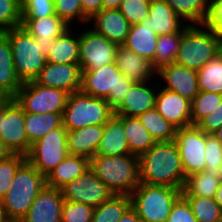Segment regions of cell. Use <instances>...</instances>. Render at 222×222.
<instances>
[{
	"mask_svg": "<svg viewBox=\"0 0 222 222\" xmlns=\"http://www.w3.org/2000/svg\"><path fill=\"white\" fill-rule=\"evenodd\" d=\"M0 222H11L6 215V212L1 204V201H0Z\"/></svg>",
	"mask_w": 222,
	"mask_h": 222,
	"instance_id": "obj_57",
	"label": "cell"
},
{
	"mask_svg": "<svg viewBox=\"0 0 222 222\" xmlns=\"http://www.w3.org/2000/svg\"><path fill=\"white\" fill-rule=\"evenodd\" d=\"M115 63L120 72L133 82H150L156 73L147 59L140 57L124 45H118Z\"/></svg>",
	"mask_w": 222,
	"mask_h": 222,
	"instance_id": "obj_21",
	"label": "cell"
},
{
	"mask_svg": "<svg viewBox=\"0 0 222 222\" xmlns=\"http://www.w3.org/2000/svg\"><path fill=\"white\" fill-rule=\"evenodd\" d=\"M166 81L164 89L175 92L189 101L198 95L197 71L173 63L156 71Z\"/></svg>",
	"mask_w": 222,
	"mask_h": 222,
	"instance_id": "obj_18",
	"label": "cell"
},
{
	"mask_svg": "<svg viewBox=\"0 0 222 222\" xmlns=\"http://www.w3.org/2000/svg\"><path fill=\"white\" fill-rule=\"evenodd\" d=\"M176 129L191 125V101L162 87L157 92L154 107Z\"/></svg>",
	"mask_w": 222,
	"mask_h": 222,
	"instance_id": "obj_17",
	"label": "cell"
},
{
	"mask_svg": "<svg viewBox=\"0 0 222 222\" xmlns=\"http://www.w3.org/2000/svg\"><path fill=\"white\" fill-rule=\"evenodd\" d=\"M214 200L222 209V180L220 181L219 187L215 193Z\"/></svg>",
	"mask_w": 222,
	"mask_h": 222,
	"instance_id": "obj_55",
	"label": "cell"
},
{
	"mask_svg": "<svg viewBox=\"0 0 222 222\" xmlns=\"http://www.w3.org/2000/svg\"><path fill=\"white\" fill-rule=\"evenodd\" d=\"M172 10L183 20L192 24H205L210 8V0H165Z\"/></svg>",
	"mask_w": 222,
	"mask_h": 222,
	"instance_id": "obj_32",
	"label": "cell"
},
{
	"mask_svg": "<svg viewBox=\"0 0 222 222\" xmlns=\"http://www.w3.org/2000/svg\"><path fill=\"white\" fill-rule=\"evenodd\" d=\"M222 102V94L199 91L191 102V125H197L202 119L210 115Z\"/></svg>",
	"mask_w": 222,
	"mask_h": 222,
	"instance_id": "obj_39",
	"label": "cell"
},
{
	"mask_svg": "<svg viewBox=\"0 0 222 222\" xmlns=\"http://www.w3.org/2000/svg\"><path fill=\"white\" fill-rule=\"evenodd\" d=\"M131 154L122 121L114 114L104 125L103 136L96 155L118 156Z\"/></svg>",
	"mask_w": 222,
	"mask_h": 222,
	"instance_id": "obj_27",
	"label": "cell"
},
{
	"mask_svg": "<svg viewBox=\"0 0 222 222\" xmlns=\"http://www.w3.org/2000/svg\"><path fill=\"white\" fill-rule=\"evenodd\" d=\"M138 119L156 142L174 140L176 128L165 120L155 108L139 115Z\"/></svg>",
	"mask_w": 222,
	"mask_h": 222,
	"instance_id": "obj_35",
	"label": "cell"
},
{
	"mask_svg": "<svg viewBox=\"0 0 222 222\" xmlns=\"http://www.w3.org/2000/svg\"><path fill=\"white\" fill-rule=\"evenodd\" d=\"M199 91L222 94V56L218 54L197 70Z\"/></svg>",
	"mask_w": 222,
	"mask_h": 222,
	"instance_id": "obj_37",
	"label": "cell"
},
{
	"mask_svg": "<svg viewBox=\"0 0 222 222\" xmlns=\"http://www.w3.org/2000/svg\"><path fill=\"white\" fill-rule=\"evenodd\" d=\"M219 37L220 40V55L222 56V34H216Z\"/></svg>",
	"mask_w": 222,
	"mask_h": 222,
	"instance_id": "obj_59",
	"label": "cell"
},
{
	"mask_svg": "<svg viewBox=\"0 0 222 222\" xmlns=\"http://www.w3.org/2000/svg\"><path fill=\"white\" fill-rule=\"evenodd\" d=\"M117 117L122 121L131 154L139 156L156 143L155 139L145 129L138 117Z\"/></svg>",
	"mask_w": 222,
	"mask_h": 222,
	"instance_id": "obj_30",
	"label": "cell"
},
{
	"mask_svg": "<svg viewBox=\"0 0 222 222\" xmlns=\"http://www.w3.org/2000/svg\"><path fill=\"white\" fill-rule=\"evenodd\" d=\"M44 87L61 89L69 94L80 91L81 69L79 65L47 62L34 79Z\"/></svg>",
	"mask_w": 222,
	"mask_h": 222,
	"instance_id": "obj_15",
	"label": "cell"
},
{
	"mask_svg": "<svg viewBox=\"0 0 222 222\" xmlns=\"http://www.w3.org/2000/svg\"><path fill=\"white\" fill-rule=\"evenodd\" d=\"M63 204L61 190L45 185L20 222H61Z\"/></svg>",
	"mask_w": 222,
	"mask_h": 222,
	"instance_id": "obj_16",
	"label": "cell"
},
{
	"mask_svg": "<svg viewBox=\"0 0 222 222\" xmlns=\"http://www.w3.org/2000/svg\"><path fill=\"white\" fill-rule=\"evenodd\" d=\"M55 13L69 26L73 20L86 24L89 19L83 14L81 0H54Z\"/></svg>",
	"mask_w": 222,
	"mask_h": 222,
	"instance_id": "obj_43",
	"label": "cell"
},
{
	"mask_svg": "<svg viewBox=\"0 0 222 222\" xmlns=\"http://www.w3.org/2000/svg\"><path fill=\"white\" fill-rule=\"evenodd\" d=\"M138 160L141 183L183 189L186 177L174 140L156 142Z\"/></svg>",
	"mask_w": 222,
	"mask_h": 222,
	"instance_id": "obj_1",
	"label": "cell"
},
{
	"mask_svg": "<svg viewBox=\"0 0 222 222\" xmlns=\"http://www.w3.org/2000/svg\"><path fill=\"white\" fill-rule=\"evenodd\" d=\"M103 131L104 125H90L81 129L68 131V153L83 156L90 160L96 155Z\"/></svg>",
	"mask_w": 222,
	"mask_h": 222,
	"instance_id": "obj_22",
	"label": "cell"
},
{
	"mask_svg": "<svg viewBox=\"0 0 222 222\" xmlns=\"http://www.w3.org/2000/svg\"><path fill=\"white\" fill-rule=\"evenodd\" d=\"M196 126L206 134H214L222 126V102L214 112L202 119Z\"/></svg>",
	"mask_w": 222,
	"mask_h": 222,
	"instance_id": "obj_49",
	"label": "cell"
},
{
	"mask_svg": "<svg viewBox=\"0 0 222 222\" xmlns=\"http://www.w3.org/2000/svg\"><path fill=\"white\" fill-rule=\"evenodd\" d=\"M158 35L182 33L183 21L165 0H151L149 15L143 20ZM182 27V28H181Z\"/></svg>",
	"mask_w": 222,
	"mask_h": 222,
	"instance_id": "obj_23",
	"label": "cell"
},
{
	"mask_svg": "<svg viewBox=\"0 0 222 222\" xmlns=\"http://www.w3.org/2000/svg\"><path fill=\"white\" fill-rule=\"evenodd\" d=\"M220 181L211 171L194 173L186 177L182 195L214 198Z\"/></svg>",
	"mask_w": 222,
	"mask_h": 222,
	"instance_id": "obj_33",
	"label": "cell"
},
{
	"mask_svg": "<svg viewBox=\"0 0 222 222\" xmlns=\"http://www.w3.org/2000/svg\"><path fill=\"white\" fill-rule=\"evenodd\" d=\"M93 211L91 205L64 200L61 222H91Z\"/></svg>",
	"mask_w": 222,
	"mask_h": 222,
	"instance_id": "obj_45",
	"label": "cell"
},
{
	"mask_svg": "<svg viewBox=\"0 0 222 222\" xmlns=\"http://www.w3.org/2000/svg\"><path fill=\"white\" fill-rule=\"evenodd\" d=\"M147 84V85H146ZM147 82H134L121 104L114 110L116 116L138 117L153 109L156 102V86ZM157 88V89H156Z\"/></svg>",
	"mask_w": 222,
	"mask_h": 222,
	"instance_id": "obj_19",
	"label": "cell"
},
{
	"mask_svg": "<svg viewBox=\"0 0 222 222\" xmlns=\"http://www.w3.org/2000/svg\"><path fill=\"white\" fill-rule=\"evenodd\" d=\"M182 189L164 185L139 183L130 194L131 207L142 222H167Z\"/></svg>",
	"mask_w": 222,
	"mask_h": 222,
	"instance_id": "obj_6",
	"label": "cell"
},
{
	"mask_svg": "<svg viewBox=\"0 0 222 222\" xmlns=\"http://www.w3.org/2000/svg\"><path fill=\"white\" fill-rule=\"evenodd\" d=\"M151 0H123L119 11L130 25L141 23L148 15Z\"/></svg>",
	"mask_w": 222,
	"mask_h": 222,
	"instance_id": "obj_44",
	"label": "cell"
},
{
	"mask_svg": "<svg viewBox=\"0 0 222 222\" xmlns=\"http://www.w3.org/2000/svg\"><path fill=\"white\" fill-rule=\"evenodd\" d=\"M8 39L18 78L22 83L34 81L47 63L40 44L21 26L8 30Z\"/></svg>",
	"mask_w": 222,
	"mask_h": 222,
	"instance_id": "obj_8",
	"label": "cell"
},
{
	"mask_svg": "<svg viewBox=\"0 0 222 222\" xmlns=\"http://www.w3.org/2000/svg\"><path fill=\"white\" fill-rule=\"evenodd\" d=\"M205 25L216 34H222V0H210L209 15Z\"/></svg>",
	"mask_w": 222,
	"mask_h": 222,
	"instance_id": "obj_48",
	"label": "cell"
},
{
	"mask_svg": "<svg viewBox=\"0 0 222 222\" xmlns=\"http://www.w3.org/2000/svg\"><path fill=\"white\" fill-rule=\"evenodd\" d=\"M113 115L114 110L104 98L77 91L69 94L62 113V125L67 131L90 125H105Z\"/></svg>",
	"mask_w": 222,
	"mask_h": 222,
	"instance_id": "obj_7",
	"label": "cell"
},
{
	"mask_svg": "<svg viewBox=\"0 0 222 222\" xmlns=\"http://www.w3.org/2000/svg\"><path fill=\"white\" fill-rule=\"evenodd\" d=\"M21 0H0V32L21 26Z\"/></svg>",
	"mask_w": 222,
	"mask_h": 222,
	"instance_id": "obj_40",
	"label": "cell"
},
{
	"mask_svg": "<svg viewBox=\"0 0 222 222\" xmlns=\"http://www.w3.org/2000/svg\"><path fill=\"white\" fill-rule=\"evenodd\" d=\"M83 14L90 20L103 9L102 0H81Z\"/></svg>",
	"mask_w": 222,
	"mask_h": 222,
	"instance_id": "obj_50",
	"label": "cell"
},
{
	"mask_svg": "<svg viewBox=\"0 0 222 222\" xmlns=\"http://www.w3.org/2000/svg\"><path fill=\"white\" fill-rule=\"evenodd\" d=\"M133 83L120 72L114 62L99 69L81 71L80 91L92 97L104 98L115 110Z\"/></svg>",
	"mask_w": 222,
	"mask_h": 222,
	"instance_id": "obj_5",
	"label": "cell"
},
{
	"mask_svg": "<svg viewBox=\"0 0 222 222\" xmlns=\"http://www.w3.org/2000/svg\"><path fill=\"white\" fill-rule=\"evenodd\" d=\"M157 41L158 35L154 32V29L149 27L147 21H142L139 24L130 26L123 45L152 64L154 62Z\"/></svg>",
	"mask_w": 222,
	"mask_h": 222,
	"instance_id": "obj_25",
	"label": "cell"
},
{
	"mask_svg": "<svg viewBox=\"0 0 222 222\" xmlns=\"http://www.w3.org/2000/svg\"><path fill=\"white\" fill-rule=\"evenodd\" d=\"M118 45L94 29L79 34V66L81 71L93 70L115 62Z\"/></svg>",
	"mask_w": 222,
	"mask_h": 222,
	"instance_id": "obj_11",
	"label": "cell"
},
{
	"mask_svg": "<svg viewBox=\"0 0 222 222\" xmlns=\"http://www.w3.org/2000/svg\"><path fill=\"white\" fill-rule=\"evenodd\" d=\"M25 112L14 98H9L2 106V128L0 139L13 154L27 155L30 151L25 132Z\"/></svg>",
	"mask_w": 222,
	"mask_h": 222,
	"instance_id": "obj_13",
	"label": "cell"
},
{
	"mask_svg": "<svg viewBox=\"0 0 222 222\" xmlns=\"http://www.w3.org/2000/svg\"><path fill=\"white\" fill-rule=\"evenodd\" d=\"M88 168H90L88 158L69 154L45 177L46 185L60 189L65 184L83 175Z\"/></svg>",
	"mask_w": 222,
	"mask_h": 222,
	"instance_id": "obj_26",
	"label": "cell"
},
{
	"mask_svg": "<svg viewBox=\"0 0 222 222\" xmlns=\"http://www.w3.org/2000/svg\"><path fill=\"white\" fill-rule=\"evenodd\" d=\"M205 170L222 180V146L213 134H206Z\"/></svg>",
	"mask_w": 222,
	"mask_h": 222,
	"instance_id": "obj_41",
	"label": "cell"
},
{
	"mask_svg": "<svg viewBox=\"0 0 222 222\" xmlns=\"http://www.w3.org/2000/svg\"><path fill=\"white\" fill-rule=\"evenodd\" d=\"M167 222H198L191 205L183 195L174 203Z\"/></svg>",
	"mask_w": 222,
	"mask_h": 222,
	"instance_id": "obj_47",
	"label": "cell"
},
{
	"mask_svg": "<svg viewBox=\"0 0 222 222\" xmlns=\"http://www.w3.org/2000/svg\"><path fill=\"white\" fill-rule=\"evenodd\" d=\"M21 27L35 38L48 40L57 38L72 26H69L57 14H53L40 18H22Z\"/></svg>",
	"mask_w": 222,
	"mask_h": 222,
	"instance_id": "obj_29",
	"label": "cell"
},
{
	"mask_svg": "<svg viewBox=\"0 0 222 222\" xmlns=\"http://www.w3.org/2000/svg\"><path fill=\"white\" fill-rule=\"evenodd\" d=\"M181 36L182 33L164 34L158 36L154 62L152 63V68L155 71L176 62Z\"/></svg>",
	"mask_w": 222,
	"mask_h": 222,
	"instance_id": "obj_36",
	"label": "cell"
},
{
	"mask_svg": "<svg viewBox=\"0 0 222 222\" xmlns=\"http://www.w3.org/2000/svg\"><path fill=\"white\" fill-rule=\"evenodd\" d=\"M22 18H40L56 14L54 0H21Z\"/></svg>",
	"mask_w": 222,
	"mask_h": 222,
	"instance_id": "obj_46",
	"label": "cell"
},
{
	"mask_svg": "<svg viewBox=\"0 0 222 222\" xmlns=\"http://www.w3.org/2000/svg\"><path fill=\"white\" fill-rule=\"evenodd\" d=\"M9 98L4 94L0 93V129L2 128V106Z\"/></svg>",
	"mask_w": 222,
	"mask_h": 222,
	"instance_id": "obj_56",
	"label": "cell"
},
{
	"mask_svg": "<svg viewBox=\"0 0 222 222\" xmlns=\"http://www.w3.org/2000/svg\"><path fill=\"white\" fill-rule=\"evenodd\" d=\"M213 135L222 146V126Z\"/></svg>",
	"mask_w": 222,
	"mask_h": 222,
	"instance_id": "obj_58",
	"label": "cell"
},
{
	"mask_svg": "<svg viewBox=\"0 0 222 222\" xmlns=\"http://www.w3.org/2000/svg\"><path fill=\"white\" fill-rule=\"evenodd\" d=\"M60 190L65 201L84 203L94 208L114 195L91 168L72 182L65 184Z\"/></svg>",
	"mask_w": 222,
	"mask_h": 222,
	"instance_id": "obj_14",
	"label": "cell"
},
{
	"mask_svg": "<svg viewBox=\"0 0 222 222\" xmlns=\"http://www.w3.org/2000/svg\"><path fill=\"white\" fill-rule=\"evenodd\" d=\"M198 222H222V209L214 198L184 196Z\"/></svg>",
	"mask_w": 222,
	"mask_h": 222,
	"instance_id": "obj_38",
	"label": "cell"
},
{
	"mask_svg": "<svg viewBox=\"0 0 222 222\" xmlns=\"http://www.w3.org/2000/svg\"><path fill=\"white\" fill-rule=\"evenodd\" d=\"M174 142L179 150L185 177L205 170L206 133L196 125L178 128Z\"/></svg>",
	"mask_w": 222,
	"mask_h": 222,
	"instance_id": "obj_12",
	"label": "cell"
},
{
	"mask_svg": "<svg viewBox=\"0 0 222 222\" xmlns=\"http://www.w3.org/2000/svg\"><path fill=\"white\" fill-rule=\"evenodd\" d=\"M123 0H102L103 9H119Z\"/></svg>",
	"mask_w": 222,
	"mask_h": 222,
	"instance_id": "obj_53",
	"label": "cell"
},
{
	"mask_svg": "<svg viewBox=\"0 0 222 222\" xmlns=\"http://www.w3.org/2000/svg\"><path fill=\"white\" fill-rule=\"evenodd\" d=\"M22 85L14 69L8 31L0 32V93L14 98Z\"/></svg>",
	"mask_w": 222,
	"mask_h": 222,
	"instance_id": "obj_24",
	"label": "cell"
},
{
	"mask_svg": "<svg viewBox=\"0 0 222 222\" xmlns=\"http://www.w3.org/2000/svg\"><path fill=\"white\" fill-rule=\"evenodd\" d=\"M92 20L96 32L117 45L125 43L131 25L119 9H102L89 22Z\"/></svg>",
	"mask_w": 222,
	"mask_h": 222,
	"instance_id": "obj_20",
	"label": "cell"
},
{
	"mask_svg": "<svg viewBox=\"0 0 222 222\" xmlns=\"http://www.w3.org/2000/svg\"><path fill=\"white\" fill-rule=\"evenodd\" d=\"M13 153L5 145V143L0 139V160H4L10 157Z\"/></svg>",
	"mask_w": 222,
	"mask_h": 222,
	"instance_id": "obj_54",
	"label": "cell"
},
{
	"mask_svg": "<svg viewBox=\"0 0 222 222\" xmlns=\"http://www.w3.org/2000/svg\"><path fill=\"white\" fill-rule=\"evenodd\" d=\"M90 168L114 194L130 195L140 183L139 160L134 154L95 155Z\"/></svg>",
	"mask_w": 222,
	"mask_h": 222,
	"instance_id": "obj_3",
	"label": "cell"
},
{
	"mask_svg": "<svg viewBox=\"0 0 222 222\" xmlns=\"http://www.w3.org/2000/svg\"><path fill=\"white\" fill-rule=\"evenodd\" d=\"M35 41L38 42L41 46L42 54L45 58L48 57L50 45L53 44L55 38H49L48 40H41V38H35Z\"/></svg>",
	"mask_w": 222,
	"mask_h": 222,
	"instance_id": "obj_52",
	"label": "cell"
},
{
	"mask_svg": "<svg viewBox=\"0 0 222 222\" xmlns=\"http://www.w3.org/2000/svg\"><path fill=\"white\" fill-rule=\"evenodd\" d=\"M118 222H142L136 211L130 207Z\"/></svg>",
	"mask_w": 222,
	"mask_h": 222,
	"instance_id": "obj_51",
	"label": "cell"
},
{
	"mask_svg": "<svg viewBox=\"0 0 222 222\" xmlns=\"http://www.w3.org/2000/svg\"><path fill=\"white\" fill-rule=\"evenodd\" d=\"M25 161L26 156L22 154H12L10 157L0 160V201L10 189L17 169Z\"/></svg>",
	"mask_w": 222,
	"mask_h": 222,
	"instance_id": "obj_42",
	"label": "cell"
},
{
	"mask_svg": "<svg viewBox=\"0 0 222 222\" xmlns=\"http://www.w3.org/2000/svg\"><path fill=\"white\" fill-rule=\"evenodd\" d=\"M69 93L57 89L44 87L34 81L23 83L14 99L25 113H63Z\"/></svg>",
	"mask_w": 222,
	"mask_h": 222,
	"instance_id": "obj_10",
	"label": "cell"
},
{
	"mask_svg": "<svg viewBox=\"0 0 222 222\" xmlns=\"http://www.w3.org/2000/svg\"><path fill=\"white\" fill-rule=\"evenodd\" d=\"M67 129L61 125L31 145L26 160L45 177L68 155Z\"/></svg>",
	"mask_w": 222,
	"mask_h": 222,
	"instance_id": "obj_9",
	"label": "cell"
},
{
	"mask_svg": "<svg viewBox=\"0 0 222 222\" xmlns=\"http://www.w3.org/2000/svg\"><path fill=\"white\" fill-rule=\"evenodd\" d=\"M24 122L27 139L32 145L49 131L62 125V113H25Z\"/></svg>",
	"mask_w": 222,
	"mask_h": 222,
	"instance_id": "obj_31",
	"label": "cell"
},
{
	"mask_svg": "<svg viewBox=\"0 0 222 222\" xmlns=\"http://www.w3.org/2000/svg\"><path fill=\"white\" fill-rule=\"evenodd\" d=\"M130 207V195L114 194L110 199L94 208L91 222H118Z\"/></svg>",
	"mask_w": 222,
	"mask_h": 222,
	"instance_id": "obj_34",
	"label": "cell"
},
{
	"mask_svg": "<svg viewBox=\"0 0 222 222\" xmlns=\"http://www.w3.org/2000/svg\"><path fill=\"white\" fill-rule=\"evenodd\" d=\"M71 27L55 38L51 44L47 62L79 65V34L74 38Z\"/></svg>",
	"mask_w": 222,
	"mask_h": 222,
	"instance_id": "obj_28",
	"label": "cell"
},
{
	"mask_svg": "<svg viewBox=\"0 0 222 222\" xmlns=\"http://www.w3.org/2000/svg\"><path fill=\"white\" fill-rule=\"evenodd\" d=\"M219 53V37L210 27L184 24L176 64L197 71Z\"/></svg>",
	"mask_w": 222,
	"mask_h": 222,
	"instance_id": "obj_4",
	"label": "cell"
},
{
	"mask_svg": "<svg viewBox=\"0 0 222 222\" xmlns=\"http://www.w3.org/2000/svg\"><path fill=\"white\" fill-rule=\"evenodd\" d=\"M46 185V178L27 160L17 169L1 204L11 222H20Z\"/></svg>",
	"mask_w": 222,
	"mask_h": 222,
	"instance_id": "obj_2",
	"label": "cell"
}]
</instances>
